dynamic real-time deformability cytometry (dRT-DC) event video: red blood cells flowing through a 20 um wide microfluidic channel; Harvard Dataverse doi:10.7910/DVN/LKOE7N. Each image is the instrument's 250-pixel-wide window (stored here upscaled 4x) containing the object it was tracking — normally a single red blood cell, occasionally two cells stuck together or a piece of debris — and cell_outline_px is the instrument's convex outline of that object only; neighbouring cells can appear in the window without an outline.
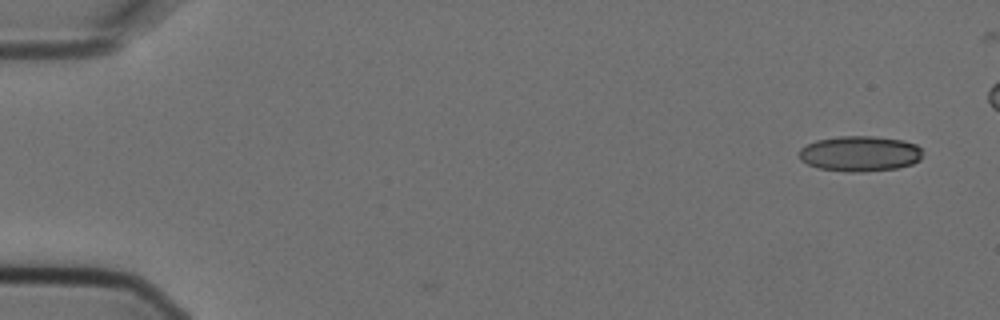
{"species": "Egyptian fruit bat (a non-hibernating species)", "species_latin": "Rousettus aegyptiacus", "temperature_condition": "cold", "stored_images_in_passage": 5, "camera_frame_rate_fps": 3000, "um_per_image_px": 0.085, "animal": {"sex": "female"}, "frame": {"image": 1, "passage_image": 1, "time_ms": 0.0, "image_size_px": [1000, 320], "cell_outline_px": [[920, 160], [912, 164], [896, 168], [860, 172], [852, 172], [820, 168], [808, 164], [800, 160], [800, 148], [816, 140], [840, 136], [876, 136], [904, 140], [916, 144], [920, 148]], "centroid_in_image_um": [73.1, 13.05], "position_along_channel_um": 11.9, "area_um2": 25.37}}